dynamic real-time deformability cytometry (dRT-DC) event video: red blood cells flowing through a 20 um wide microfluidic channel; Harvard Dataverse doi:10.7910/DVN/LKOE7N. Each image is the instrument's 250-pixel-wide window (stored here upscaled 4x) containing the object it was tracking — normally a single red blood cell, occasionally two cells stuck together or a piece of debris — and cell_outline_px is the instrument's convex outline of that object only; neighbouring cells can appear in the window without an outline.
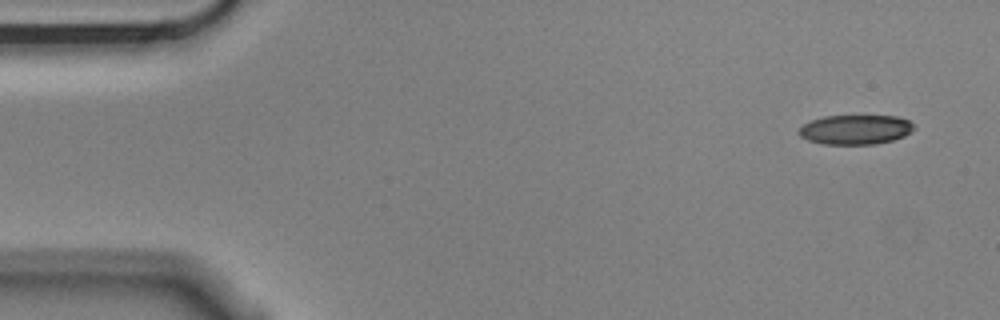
{"species": "Egyptian fruit bat (a non-hibernating species)", "species_latin": "Rousettus aegyptiacus", "temperature_condition": "cold", "stored_images_in_passage": 6, "camera_frame_rate_fps": 3000, "um_per_image_px": 0.085, "animal": {"sex": "male"}, "frame": {"image": 1, "passage_image": 1, "time_ms": 0.0, "image_size_px": [1000, 320], "cell_outline_px": [[916, 128], [904, 136], [892, 140], [876, 144], [824, 144], [808, 140], [800, 136], [796, 132], [804, 124], [812, 120], [824, 116], [896, 116], [908, 120]], "centroid_in_image_um": [72.7, 11.02], "position_along_channel_um": 12.3, "area_um2": 19.77}}
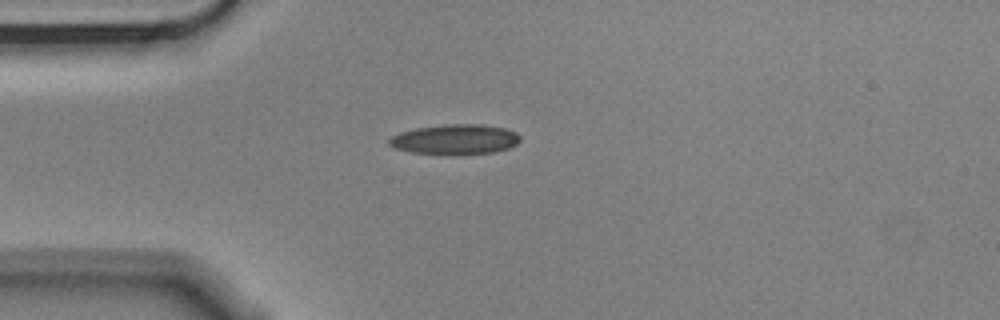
{"frame": {"image": 2, "passage_image": 4, "time_ms": 1.0, "image_size_px": [1000, 320], "cell_outline_px": [[520, 140], [516, 144], [508, 148], [496, 152], [464, 156], [448, 156], [412, 152], [396, 148], [388, 144], [388, 140], [392, 136], [400, 132], [416, 128], [448, 124], [480, 124], [504, 128], [516, 132], [520, 136]], "centroid_in_image_um": [38.7, 11.88], "position_along_channel_um": 46.3, "area_um2": 23.47}}
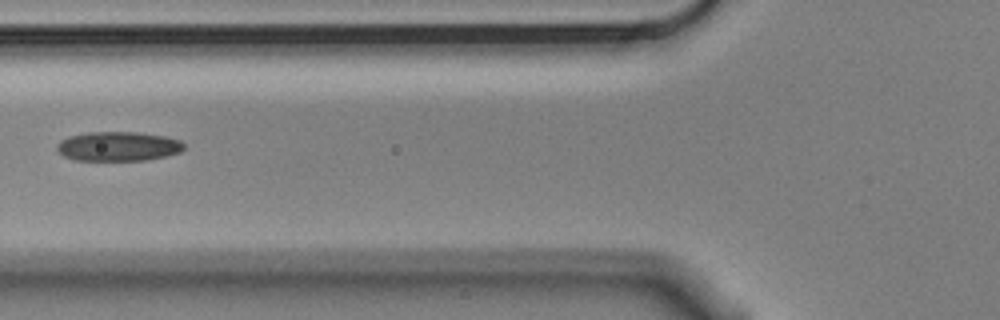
{"frame": {"image": 3, "passage_image": 6, "time_ms": 1.667, "image_size_px": [1000, 320], "cell_outline_px": [[184, 148], [180, 152], [164, 156], [144, 160], [76, 160], [64, 156], [56, 148], [56, 144], [60, 140], [68, 136], [88, 132], [136, 132], [164, 136], [180, 140], [184, 144]], "centroid_in_image_um": [10.02, 12.43], "position_along_channel_um": 115.8, "area_um2": 21.68}}